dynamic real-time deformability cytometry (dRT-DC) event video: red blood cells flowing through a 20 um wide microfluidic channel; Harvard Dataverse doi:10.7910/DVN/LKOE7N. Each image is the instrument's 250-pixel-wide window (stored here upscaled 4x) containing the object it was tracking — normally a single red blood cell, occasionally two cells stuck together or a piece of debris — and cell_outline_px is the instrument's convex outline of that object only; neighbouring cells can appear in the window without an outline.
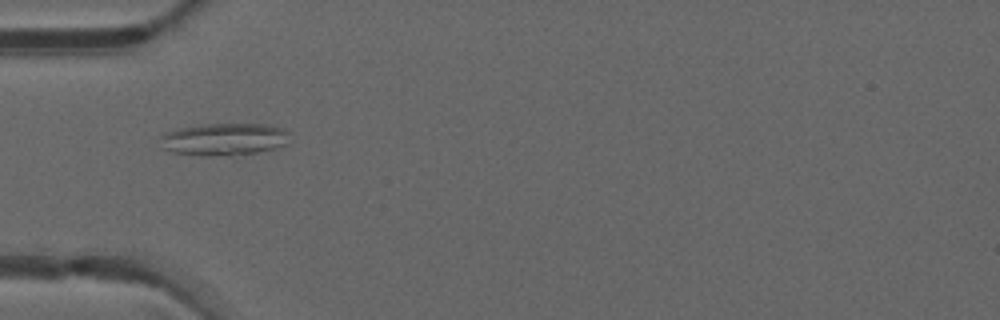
{"species": "common noctule bat (a hibernating species)", "species_latin": "Nyctalus noctula", "temperature_condition": "warm", "stored_images_in_passage": 40, "camera_frame_rate_fps": 3000, "um_per_image_px": 0.085, "animal": {"sex": "male", "forearm_length_mm": 52.5}, "frame": {"image": 1, "passage_image": 7, "time_ms": 2.0, "image_size_px": [1000, 320], "cell_outline_px": [[288, 144], [256, 152], [232, 156], [200, 156], [172, 152], [160, 148], [160, 136], [164, 132], [176, 128], [208, 124], [264, 124], [284, 128], [288, 132]], "centroid_in_image_um": [18.98, 11.84], "position_along_channel_um": 66.0, "area_um2": 24.74}}
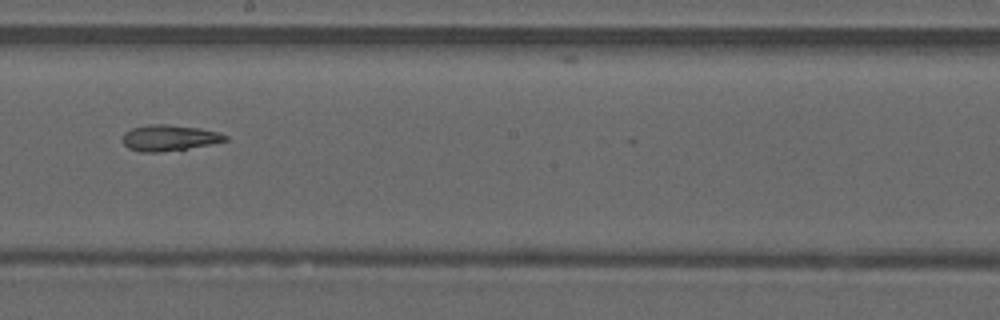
{"frame": {"image": 2, "passage_image": 19, "time_ms": 6.0, "image_size_px": [1000, 320], "cell_outline_px": [[228, 140], [208, 144], [160, 152], [140, 152], [128, 148], [124, 144], [124, 132], [132, 128], [148, 124], [168, 124], [200, 128], [216, 132], [228, 136]], "centroid_in_image_um": [14.34, 11.7], "position_along_channel_um": 233.9, "area_um2": 15.26}}
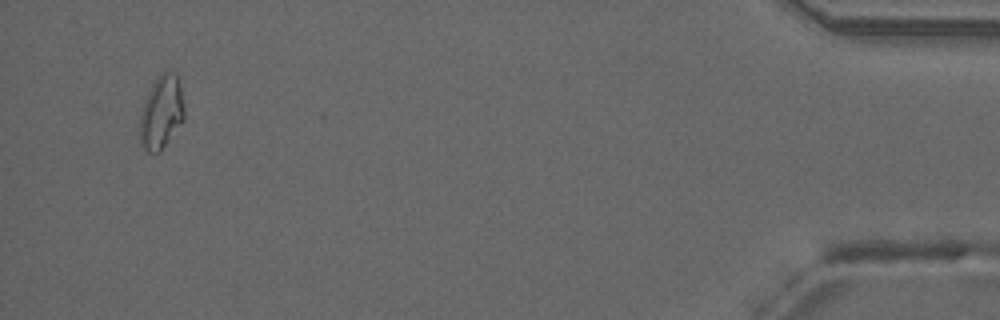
{"frame": {"image": 3, "passage_image": 38, "time_ms": 12.333, "image_size_px": [1000, 320], "cell_outline_px": [[184, 120], [160, 152], [148, 152], [140, 144], [140, 116], [144, 100], [152, 84], [164, 72], [176, 72], [180, 88], [184, 108]], "centroid_in_image_um": [13.71, 9.58], "position_along_channel_um": 421.5, "area_um2": 18.73}, "authors_computed_cell_mechanics": {"area_um2": 16.184, "velocity_mm_per_s": 4.2202, "shape_relaxation_time_tau1_ms": null, "shape_relaxation_time_tau2_ms": 5.5823, "deformation_change_tau1": null, "deformation_change_tau2": 0.1619}}